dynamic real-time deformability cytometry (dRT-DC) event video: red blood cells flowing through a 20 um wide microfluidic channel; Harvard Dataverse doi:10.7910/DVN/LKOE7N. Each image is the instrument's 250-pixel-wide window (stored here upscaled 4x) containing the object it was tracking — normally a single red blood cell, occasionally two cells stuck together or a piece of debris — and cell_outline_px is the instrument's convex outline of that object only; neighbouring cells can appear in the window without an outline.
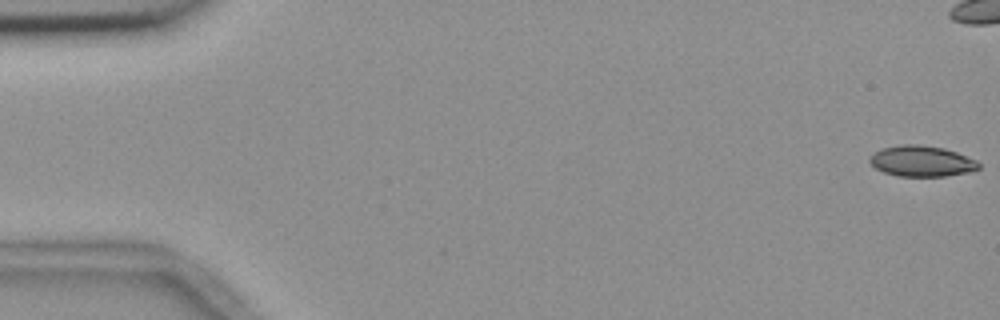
{"species": "common noctule bat (a hibernating species)", "species_latin": "Nyctalus noctula", "temperature_condition": "room temperature", "stored_images_in_passage": 50, "camera_frame_rate_fps": 3000, "um_per_image_px": 0.085, "animal": {"sex": "female", "body_mass_g": 18.4}, "frame": {"image": 1, "passage_image": 1, "time_ms": 0.0, "image_size_px": [1000, 320], "cell_outline_px": [[980, 168], [968, 172], [944, 176], [896, 176], [884, 172], [876, 168], [868, 160], [868, 156], [880, 148], [904, 144], [916, 144], [944, 148], [956, 152], [976, 160], [980, 164]], "centroid_in_image_um": [78.31, 13.69], "position_along_channel_um": 6.7, "area_um2": 19.59}}
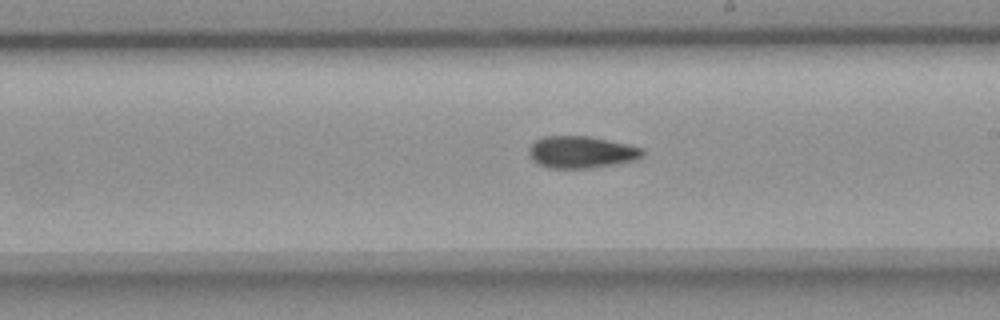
{"frame": {"image": 2, "passage_image": 32, "time_ms": 10.333, "image_size_px": [1000, 320], "cell_outline_px": [[644, 156], [636, 160], [620, 164], [592, 168], [548, 168], [532, 160], [528, 156], [528, 148], [536, 140], [544, 136], [588, 136], [608, 140], [644, 148]], "centroid_in_image_um": [49.43, 12.94], "position_along_channel_um": 239.6, "area_um2": 21.44}}
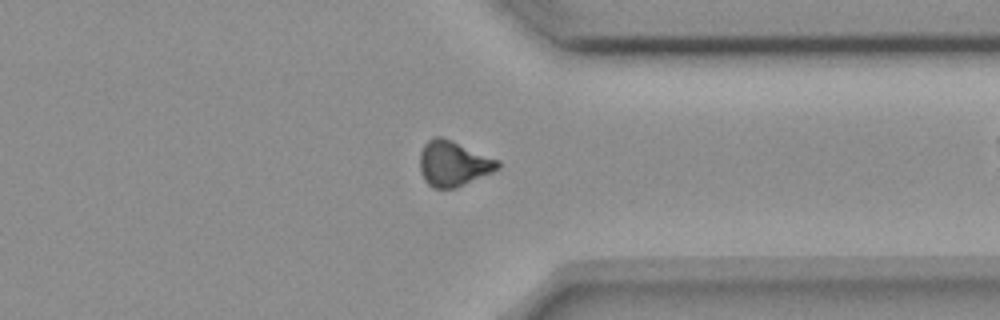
{"frame": {"image": 3, "passage_image": 43, "time_ms": 14.0, "image_size_px": [1000, 320], "cell_outline_px": [[500, 168], [492, 172], [456, 188], [432, 188], [424, 180], [420, 172], [420, 152], [424, 144], [432, 136], [440, 136], [452, 140], [500, 160]], "centroid_in_image_um": [38.52, 13.89], "position_along_channel_um": 372.9, "area_um2": 20.75}}